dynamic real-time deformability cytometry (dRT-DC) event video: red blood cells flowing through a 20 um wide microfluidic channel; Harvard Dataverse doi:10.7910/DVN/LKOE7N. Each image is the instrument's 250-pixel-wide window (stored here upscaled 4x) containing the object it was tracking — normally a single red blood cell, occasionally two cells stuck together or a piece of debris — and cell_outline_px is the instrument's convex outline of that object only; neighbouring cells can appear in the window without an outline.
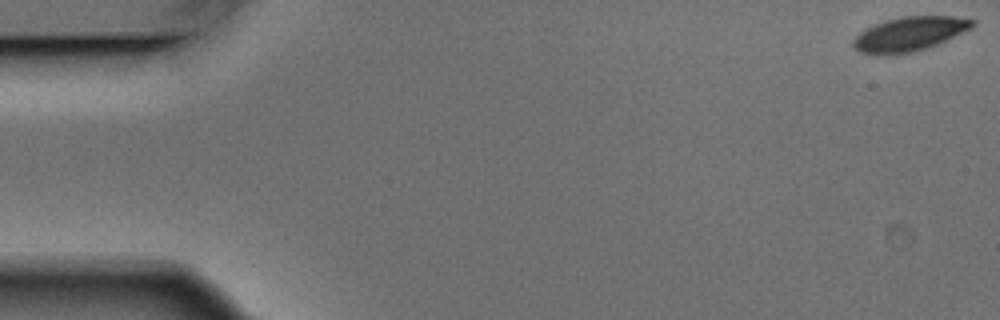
{"species": "Egyptian fruit bat (a non-hibernating species)", "species_latin": "Rousettus aegyptiacus", "temperature_condition": "warm", "stored_images_in_passage": 3, "segment_of_instrument_passage": [2, 2], "camera_frame_rate_fps": 3000, "um_per_image_px": 0.085, "animal": {"sex": "male"}, "frame": {"image": 1, "passage_image": 3, "time_ms": 0.667, "image_size_px": [1000, 320], "cell_outline_px": [[976, 20], [972, 28], [936, 44], [912, 52], [884, 56], [876, 56], [860, 52], [852, 44], [852, 40], [860, 32], [876, 24], [888, 20], [904, 16], [952, 16]], "centroid_in_image_um": [77.28, 2.9], "position_along_channel_um": 7.7, "area_um2": 23.58}}